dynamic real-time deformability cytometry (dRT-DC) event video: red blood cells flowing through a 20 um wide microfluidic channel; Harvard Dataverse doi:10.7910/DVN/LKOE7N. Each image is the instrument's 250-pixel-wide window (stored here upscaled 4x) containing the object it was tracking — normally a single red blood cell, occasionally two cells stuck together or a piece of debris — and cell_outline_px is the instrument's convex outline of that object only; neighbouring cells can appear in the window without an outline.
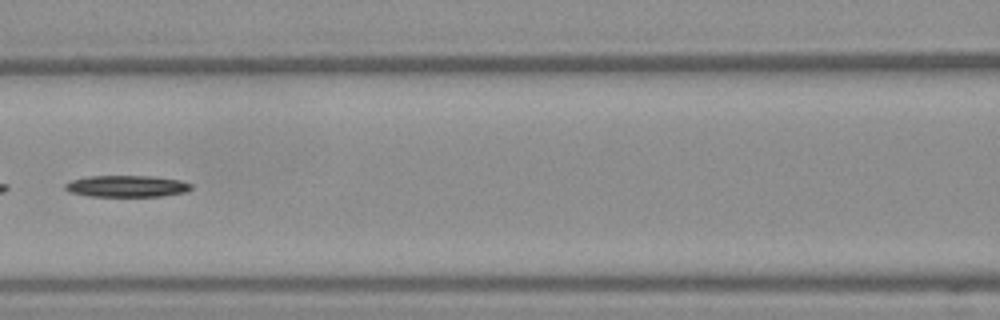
{"species": "Egyptian fruit bat (a non-hibernating species)", "species_latin": "Rousettus aegyptiacus", "temperature_condition": "warm", "stored_images_in_passage": 44, "segment_of_instrument_passage": [2, 2], "camera_frame_rate_fps": 3000, "um_per_image_px": 0.085, "frame": {"image": 1, "passage_image": 20, "time_ms": 6.333, "image_size_px": [1000, 320], "cell_outline_px": [[192, 188], [188, 192], [160, 196], [88, 196], [68, 192], [64, 188], [64, 184], [72, 180], [88, 176], [152, 176], [180, 180], [192, 184]], "centroid_in_image_um": [10.77, 15.83], "position_along_channel_um": 155.8, "area_um2": 15.95}}
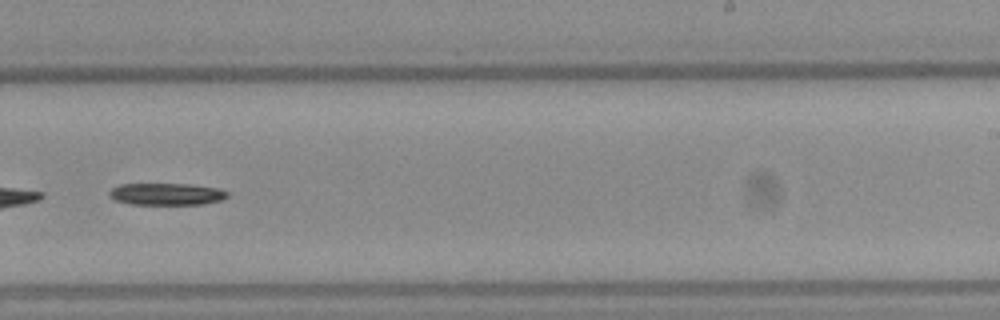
{"frame": {"image": 2, "passage_image": 28, "time_ms": 9.0, "image_size_px": [1000, 320], "cell_outline_px": [[228, 196], [220, 200], [204, 204], [132, 204], [116, 200], [108, 196], [108, 192], [112, 188], [120, 184], [192, 184], [220, 188], [228, 192]], "centroid_in_image_um": [14.16, 16.49], "position_along_channel_um": 274.8, "area_um2": 15.14}}